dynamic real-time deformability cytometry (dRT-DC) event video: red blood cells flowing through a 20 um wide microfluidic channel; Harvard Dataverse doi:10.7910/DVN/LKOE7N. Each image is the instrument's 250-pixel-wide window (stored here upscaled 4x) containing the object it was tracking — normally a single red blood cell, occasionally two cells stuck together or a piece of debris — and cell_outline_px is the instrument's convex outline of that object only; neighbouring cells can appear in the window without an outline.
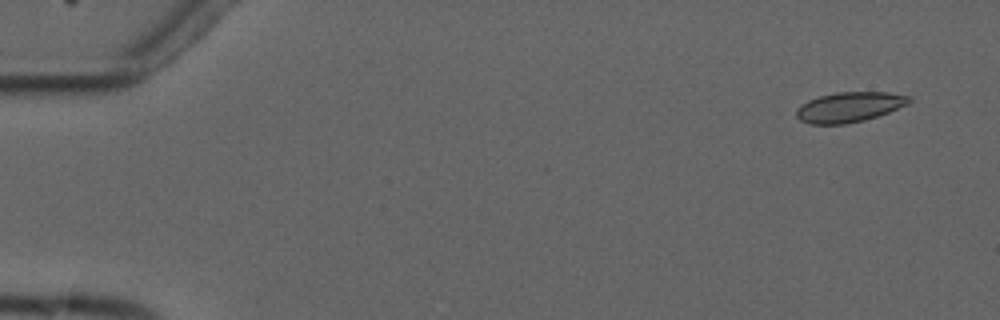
{"species": "common noctule bat (a hibernating species)", "species_latin": "Nyctalus noctula", "temperature_condition": "cold", "stored_images_in_passage": 4, "camera_frame_rate_fps": 3000, "um_per_image_px": 0.085, "animal": {"sex": "male", "forearm_length_mm": 52.5}, "frame": {"image": 1, "passage_image": 1, "time_ms": 0.0, "image_size_px": [1000, 320], "cell_outline_px": [[912, 100], [908, 104], [888, 112], [864, 120], [844, 124], [812, 124], [800, 120], [796, 116], [796, 108], [800, 104], [808, 100], [820, 96], [836, 92], [888, 92], [912, 96]], "centroid_in_image_um": [72.19, 9.09], "position_along_channel_um": 12.8, "area_um2": 19.77}}